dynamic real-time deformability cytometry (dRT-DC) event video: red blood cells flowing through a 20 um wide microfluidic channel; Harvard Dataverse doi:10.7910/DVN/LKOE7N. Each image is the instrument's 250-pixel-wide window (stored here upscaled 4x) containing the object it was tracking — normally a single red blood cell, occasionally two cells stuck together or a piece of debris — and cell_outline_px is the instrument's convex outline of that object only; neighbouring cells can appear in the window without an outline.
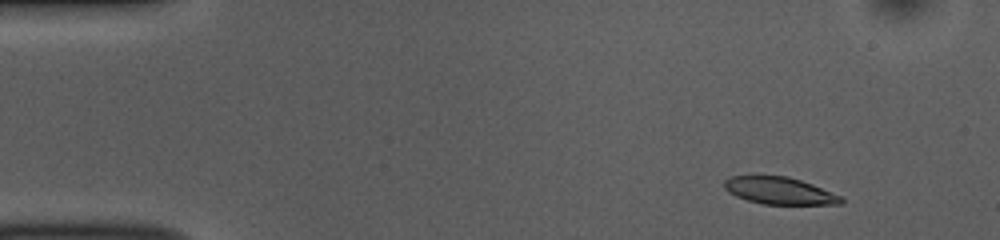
{"species": "common noctule bat (a hibernating species)", "species_latin": "Nyctalus noctula", "temperature_condition": "room temperature", "stored_images_in_passage": 51, "camera_frame_rate_fps": 3000, "um_per_image_px": 0.085, "animal": {"sex": "female", "body_mass_g": 10.0, "forearm_length_mm": 53.1}, "frame": {"image": 1, "passage_image": 4, "time_ms": 1.0, "image_size_px": [1000, 240], "cell_outline_px": [[844, 204], [764, 204], [748, 200], [736, 196], [728, 192], [724, 188], [724, 180], [732, 176], [788, 176], [812, 184], [840, 196], [844, 200]], "centroid_in_image_um": [66.24, 16.21], "position_along_channel_um": 18.8, "area_um2": 18.26}}
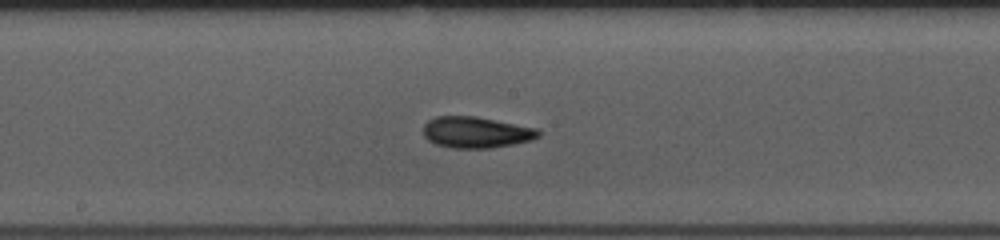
{"frame": {"image": 2, "passage_image": 26, "time_ms": 8.333, "image_size_px": [1000, 240], "cell_outline_px": [[540, 136], [532, 140], [512, 144], [488, 148], [452, 148], [436, 144], [428, 140], [424, 136], [424, 124], [428, 120], [436, 116], [476, 116], [536, 128], [540, 132]], "centroid_in_image_um": [40.45, 11.24], "position_along_channel_um": 207.7, "area_um2": 20.87}}
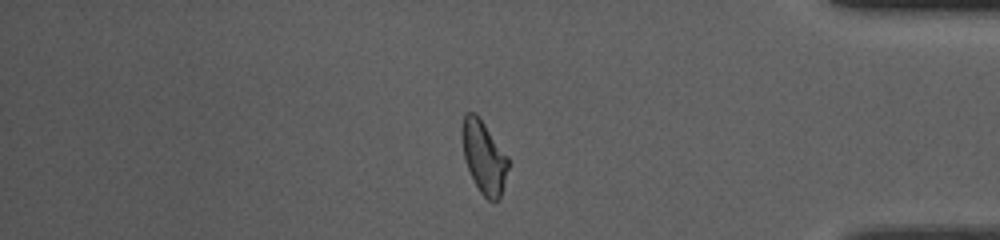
{"frame": {"image": 3, "passage_image": 43, "time_ms": 14.0, "image_size_px": [1000, 240], "cell_outline_px": [[508, 168], [500, 196], [496, 200], [488, 200], [480, 192], [468, 168], [464, 156], [460, 136], [460, 128], [464, 112], [476, 112], [480, 116], [508, 156]], "centroid_in_image_um": [41.09, 13.24], "position_along_channel_um": 394.1, "area_um2": 19.65}, "authors_computed_cell_mechanics": {"area_um2": 20.0566, "velocity_mm_per_s": 3.7743, "shape_relaxation_time_tau1_ms": 3.6761, "shape_relaxation_time_tau2_ms": 3.3324, "deformation_change_tau1": 0.1201, "deformation_change_tau2": 0.1074}}